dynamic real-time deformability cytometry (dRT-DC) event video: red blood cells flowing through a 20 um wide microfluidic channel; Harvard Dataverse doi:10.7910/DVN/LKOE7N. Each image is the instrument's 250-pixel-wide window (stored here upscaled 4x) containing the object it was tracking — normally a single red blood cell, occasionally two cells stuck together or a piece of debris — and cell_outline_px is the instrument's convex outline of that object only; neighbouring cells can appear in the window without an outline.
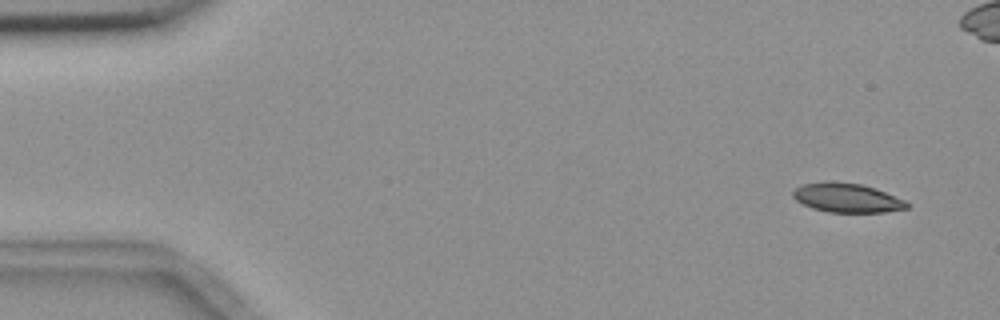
{"species": "common noctule bat (a hibernating species)", "species_latin": "Nyctalus noctula", "temperature_condition": "room temperature", "stored_images_in_passage": 54, "camera_frame_rate_fps": 3000, "um_per_image_px": 0.085, "animal": {"sex": "female", "body_mass_g": 18.4}, "frame": {"image": 1, "passage_image": 1, "time_ms": 0.0, "image_size_px": [1000, 320], "cell_outline_px": [[908, 208], [884, 212], [828, 212], [812, 208], [796, 200], [792, 196], [792, 192], [796, 188], [804, 184], [860, 184], [876, 188], [904, 200], [908, 204]], "centroid_in_image_um": [72.03, 16.86], "position_along_channel_um": 13.0, "area_um2": 18.5}}
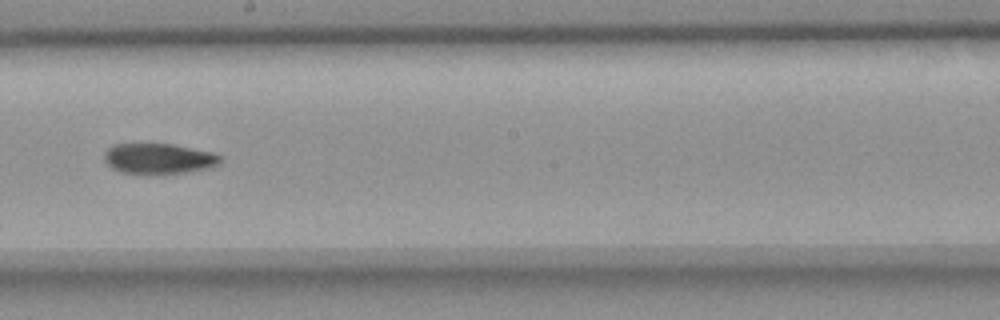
{"frame": {"image": 2, "passage_image": 29, "time_ms": 9.333, "image_size_px": [1000, 320], "cell_outline_px": [[220, 164], [212, 168], [184, 172], [120, 172], [112, 168], [104, 160], [104, 152], [112, 144], [172, 144], [212, 152], [220, 156]], "centroid_in_image_um": [13.49, 13.46], "position_along_channel_um": 234.7, "area_um2": 20.17}}
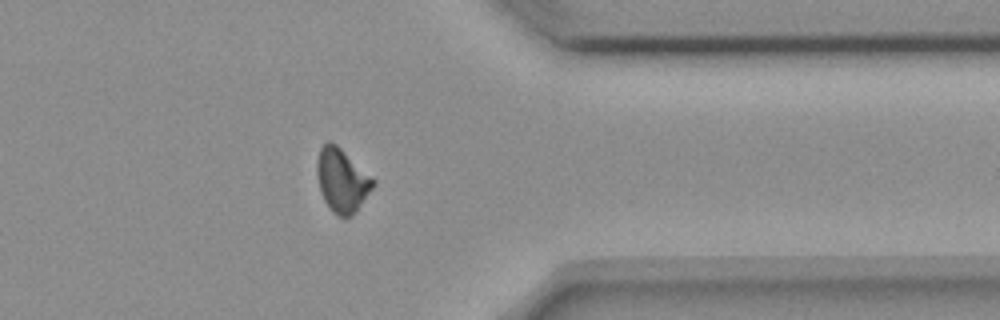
{"frame": {"image": 3, "passage_image": 42, "time_ms": 13.667, "image_size_px": [1000, 320], "cell_outline_px": [[376, 184], [356, 212], [352, 216], [336, 216], [332, 212], [324, 200], [320, 192], [316, 172], [316, 160], [320, 148], [328, 140], [336, 144], [372, 176], [376, 180]], "centroid_in_image_um": [29.07, 15.33], "position_along_channel_um": 382.3, "area_um2": 21.04}}